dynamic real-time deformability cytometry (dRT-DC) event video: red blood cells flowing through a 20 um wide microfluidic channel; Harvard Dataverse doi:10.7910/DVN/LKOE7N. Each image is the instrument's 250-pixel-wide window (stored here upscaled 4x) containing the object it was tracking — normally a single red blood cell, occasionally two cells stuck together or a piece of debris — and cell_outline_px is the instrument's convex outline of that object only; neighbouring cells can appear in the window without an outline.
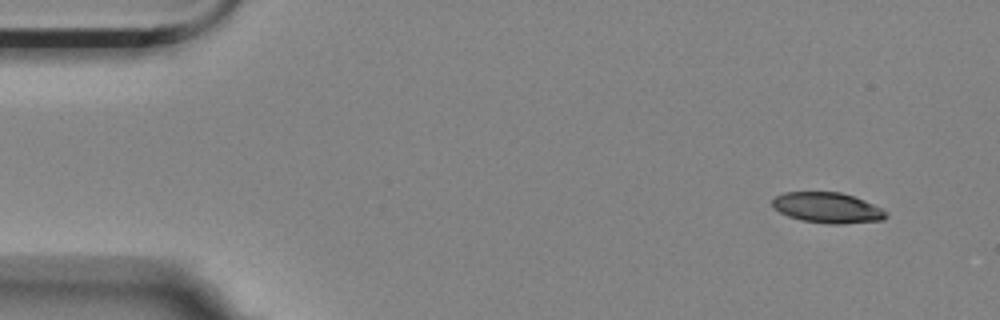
{"species": "Egyptian fruit bat (a non-hibernating species)", "species_latin": "Rousettus aegyptiacus", "temperature_condition": "room temperature", "stored_images_in_passage": 8, "camera_frame_rate_fps": 3000, "um_per_image_px": 0.085, "animal": {"sex": "female"}, "frame": {"image": 1, "passage_image": 1, "time_ms": 0.0, "image_size_px": [1000, 320], "cell_outline_px": [[888, 216], [884, 220], [840, 224], [828, 224], [800, 220], [788, 216], [772, 208], [772, 200], [776, 196], [784, 192], [840, 192], [864, 200], [880, 208]], "centroid_in_image_um": [70.29, 17.66], "position_along_channel_um": 14.7, "area_um2": 20.17}}
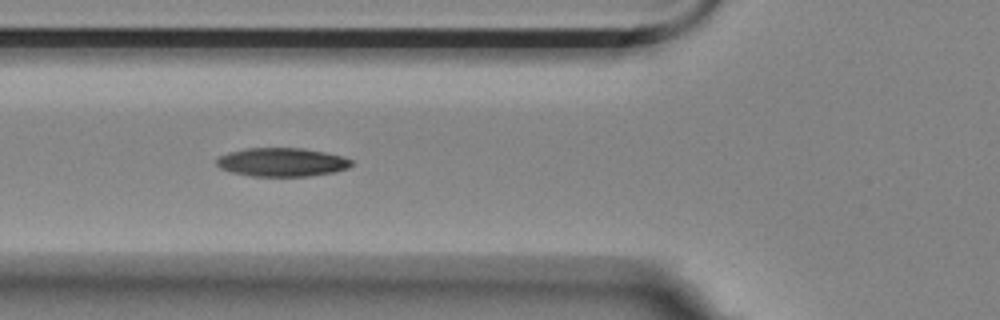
{"frame": {"image": 2, "passage_image": 5, "time_ms": 1.333, "image_size_px": [1000, 320], "cell_outline_px": [[352, 164], [348, 168], [336, 172], [308, 176], [252, 176], [232, 172], [220, 168], [216, 164], [216, 160], [220, 156], [228, 152], [248, 148], [304, 148], [344, 156], [352, 160]], "centroid_in_image_um": [23.99, 13.78], "position_along_channel_um": 101.8, "area_um2": 22.54}}
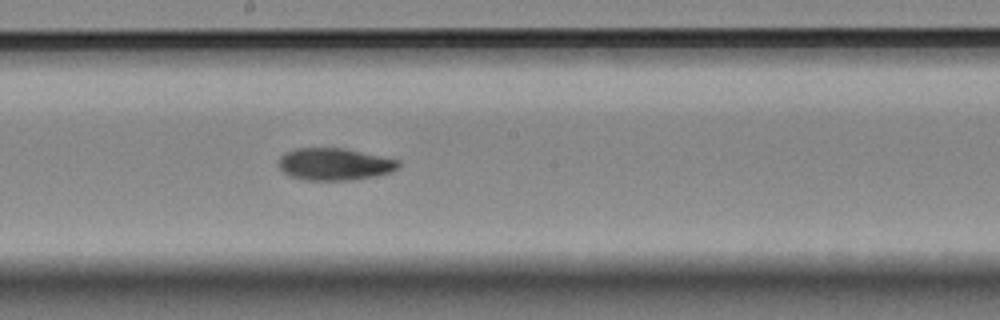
{"frame": {"image": 3, "passage_image": 8, "time_ms": 2.333, "image_size_px": [1000, 320], "cell_outline_px": [[400, 164], [392, 172], [376, 176], [352, 180], [304, 180], [292, 176], [284, 172], [280, 168], [280, 156], [296, 148], [344, 148], [400, 160]], "centroid_in_image_um": [28.47, 13.96], "position_along_channel_um": 219.7, "area_um2": 22.31}}